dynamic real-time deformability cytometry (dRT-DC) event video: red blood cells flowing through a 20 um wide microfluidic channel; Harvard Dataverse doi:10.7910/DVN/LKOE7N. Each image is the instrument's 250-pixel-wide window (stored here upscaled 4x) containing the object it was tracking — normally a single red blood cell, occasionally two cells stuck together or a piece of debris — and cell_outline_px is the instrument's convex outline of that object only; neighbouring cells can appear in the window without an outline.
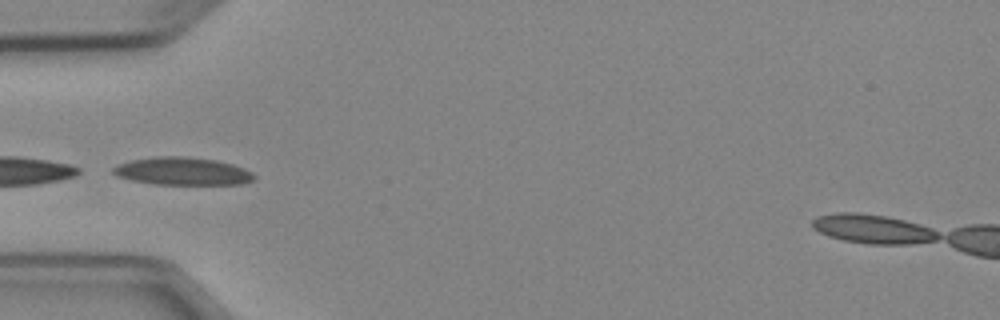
{"species": "Egyptian fruit bat (a non-hibernating species)", "species_latin": "Rousettus aegyptiacus", "temperature_condition": "cold", "stored_images_in_passage": 7, "camera_frame_rate_fps": 3000, "um_per_image_px": 0.085, "animal": {"sex": "female"}, "frame": {"image": 1, "passage_image": 2, "time_ms": 2.333, "image_size_px": [1000, 320], "cell_outline_px": [[256, 180], [240, 184], [152, 184], [132, 180], [116, 176], [112, 172], [112, 168], [120, 164], [132, 160], [156, 156], [184, 156], [216, 160], [232, 164], [244, 168], [252, 172], [256, 176]], "centroid_in_image_um": [15.53, 14.55], "position_along_channel_um": 69.5, "area_um2": 22.83}}